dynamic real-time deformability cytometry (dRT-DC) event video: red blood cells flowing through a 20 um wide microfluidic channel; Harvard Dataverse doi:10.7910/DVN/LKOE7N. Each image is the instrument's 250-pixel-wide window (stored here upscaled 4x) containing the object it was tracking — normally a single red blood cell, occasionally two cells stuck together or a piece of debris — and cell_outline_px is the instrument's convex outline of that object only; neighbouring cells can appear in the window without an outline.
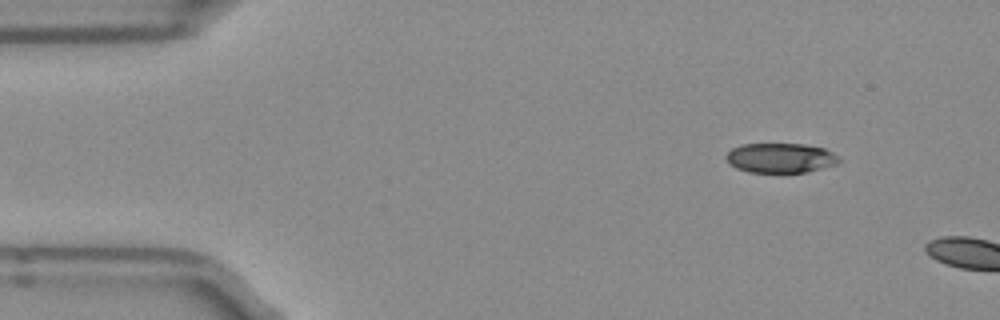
{"species": "Egyptian fruit bat (a non-hibernating species)", "species_latin": "Rousettus aegyptiacus", "temperature_condition": "room temperature", "stored_images_in_passage": 2, "camera_frame_rate_fps": 3000, "um_per_image_px": 0.085, "frame": {"image": 1, "passage_image": 1, "time_ms": 0.0, "image_size_px": [1000, 320], "cell_outline_px": [[840, 160], [836, 164], [808, 172], [748, 172], [736, 168], [728, 164], [724, 156], [732, 148], [740, 144], [804, 144], [824, 148], [832, 152]], "centroid_in_image_um": [66.29, 13.42], "position_along_channel_um": 18.7, "area_um2": 19.59}}